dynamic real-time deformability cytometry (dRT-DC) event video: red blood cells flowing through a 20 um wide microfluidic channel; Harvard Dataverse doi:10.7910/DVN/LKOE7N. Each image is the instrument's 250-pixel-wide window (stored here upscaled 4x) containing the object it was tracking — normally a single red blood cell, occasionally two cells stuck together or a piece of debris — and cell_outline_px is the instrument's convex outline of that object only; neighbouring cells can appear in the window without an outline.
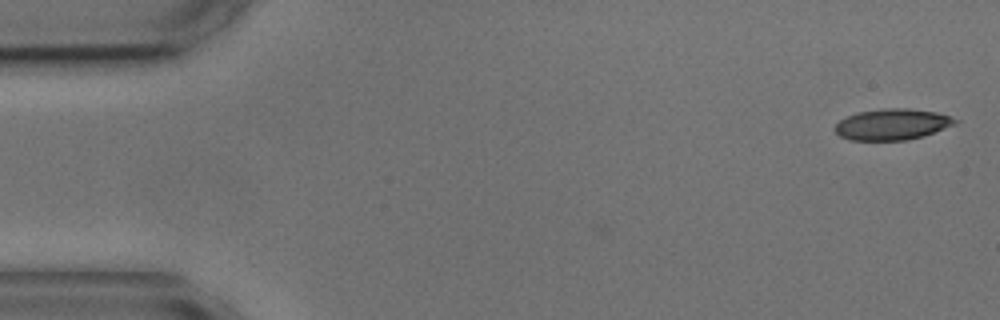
{"species": "common noctule bat (a hibernating species)", "species_latin": "Nyctalus noctula", "temperature_condition": "cold", "stored_images_in_passage": 8, "camera_frame_rate_fps": 3000, "um_per_image_px": 0.085, "animal": {"sex": "male", "body_mass_g": 17.9, "forearm_length_mm": 54.2}, "frame": {"image": 1, "passage_image": 1, "time_ms": 0.0, "image_size_px": [1000, 320], "cell_outline_px": [[960, 120], [956, 124], [924, 136], [908, 140], [848, 140], [840, 136], [832, 128], [840, 120], [856, 112], [880, 108], [908, 108], [936, 112]], "centroid_in_image_um": [75.82, 10.57], "position_along_channel_um": 9.2, "area_um2": 21.96}}
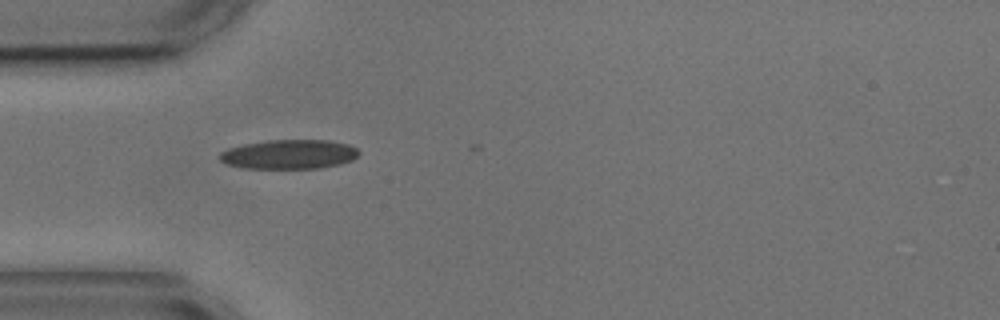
{"frame": {"image": 2, "passage_image": 4, "time_ms": 4.667, "image_size_px": [1000, 320], "cell_outline_px": [[360, 152], [352, 160], [340, 164], [320, 168], [244, 168], [228, 164], [220, 160], [220, 152], [228, 148], [244, 144], [268, 140], [328, 140], [348, 144], [356, 148]], "centroid_in_image_um": [24.58, 13.11], "position_along_channel_um": 60.4, "area_um2": 23.7}}